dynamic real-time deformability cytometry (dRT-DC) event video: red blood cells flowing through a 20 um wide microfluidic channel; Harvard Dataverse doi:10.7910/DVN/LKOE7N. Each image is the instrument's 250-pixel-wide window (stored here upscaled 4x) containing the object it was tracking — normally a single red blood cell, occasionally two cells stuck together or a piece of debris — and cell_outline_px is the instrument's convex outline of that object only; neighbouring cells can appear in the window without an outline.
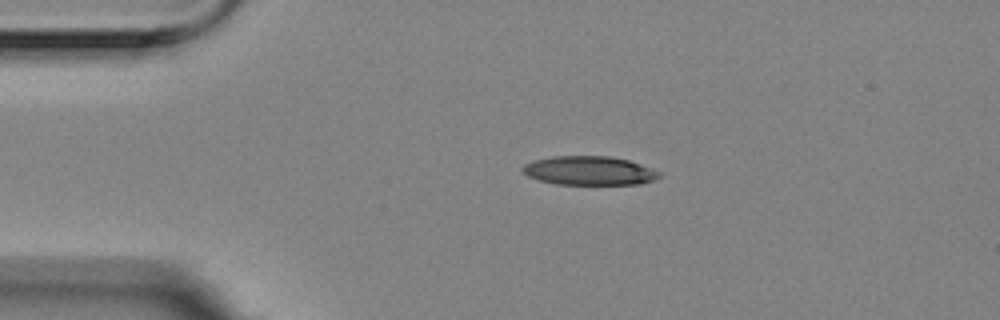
{"species": "Egyptian fruit bat (a non-hibernating species)", "species_latin": "Rousettus aegyptiacus", "temperature_condition": "room temperature", "stored_images_in_passage": 4, "camera_frame_rate_fps": 3000, "um_per_image_px": 0.085, "animal": {"sex": "female"}, "frame": {"image": 1, "passage_image": 3, "time_ms": 0.667, "image_size_px": [1000, 320], "cell_outline_px": [[660, 176], [652, 180], [640, 184], [556, 184], [540, 180], [528, 176], [520, 168], [524, 164], [532, 160], [552, 156], [608, 156], [628, 160], [640, 164], [660, 172]], "centroid_in_image_um": [50.04, 14.5], "position_along_channel_um": 35.0, "area_um2": 22.89}}